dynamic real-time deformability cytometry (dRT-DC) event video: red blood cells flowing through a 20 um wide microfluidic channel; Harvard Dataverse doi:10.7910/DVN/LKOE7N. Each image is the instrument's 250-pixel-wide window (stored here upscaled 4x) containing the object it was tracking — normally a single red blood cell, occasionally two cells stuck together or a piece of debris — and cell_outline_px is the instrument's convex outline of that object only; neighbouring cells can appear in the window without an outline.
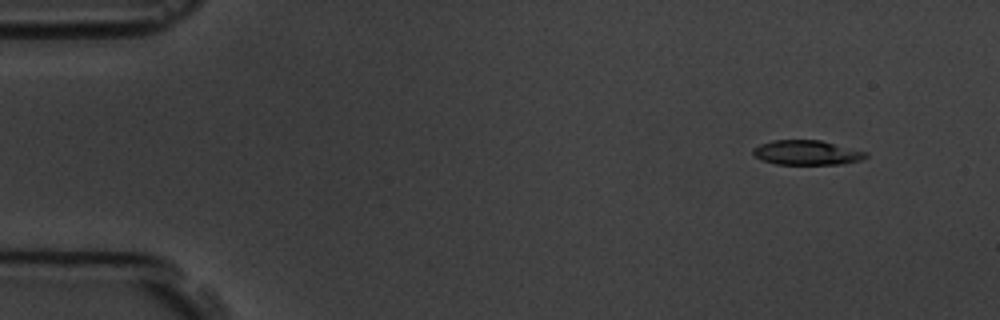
{"species": "common noctule bat (a hibernating species)", "species_latin": "Nyctalus noctula", "temperature_condition": "room temperature", "stored_images_in_passage": 15, "camera_frame_rate_fps": 3000, "um_per_image_px": 0.085, "animal": {"sex": "male", "body_mass_g": 19.5, "forearm_length_mm": 54.6}, "frame": {"image": 1, "passage_image": 2, "time_ms": 1.0, "image_size_px": [1000, 320], "cell_outline_px": [[868, 156], [860, 160], [844, 164], [776, 164], [760, 160], [752, 152], [752, 148], [760, 144], [772, 140], [820, 140], [868, 152]], "centroid_in_image_um": [68.57, 12.97], "position_along_channel_um": 16.4, "area_um2": 16.24}}
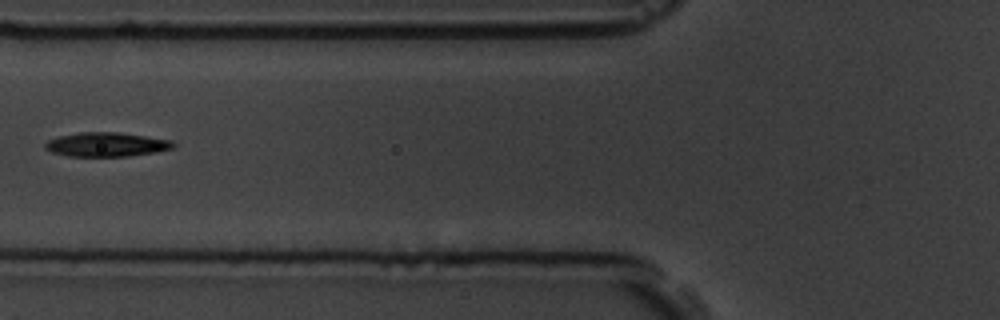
{"frame": {"image": 2, "passage_image": 6, "time_ms": 6.667, "image_size_px": [1000, 320], "cell_outline_px": [[176, 144], [172, 148], [156, 152], [128, 156], [68, 156], [52, 152], [44, 148], [44, 144], [48, 140], [60, 136], [80, 132], [116, 132], [172, 140]], "centroid_in_image_um": [9.04, 12.28], "position_along_channel_um": 116.8, "area_um2": 17.92}}
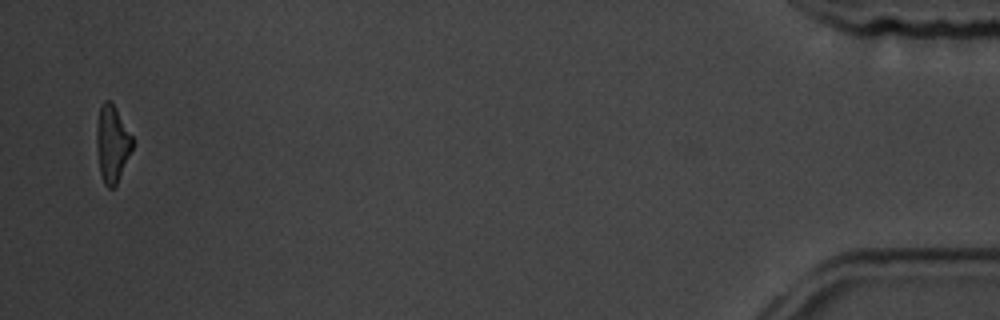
{"frame": {"image": 3, "passage_image": 15, "time_ms": 17.667, "image_size_px": [1000, 320], "cell_outline_px": [[132, 148], [116, 184], [112, 188], [108, 188], [104, 184], [100, 172], [96, 148], [96, 124], [100, 104], [104, 100], [112, 100], [132, 136]], "centroid_in_image_um": [9.5, 12.15], "position_along_channel_um": 425.7, "area_um2": 16.07}, "authors_computed_cell_mechanics": {"area_um2": 17.34, "velocity_mm_per_s": 3.6166, "shape_relaxation_time_tau1_ms": 4.717, "shape_relaxation_time_tau2_ms": 6.1381, "deformation_change_tau1": 0.1404, "deformation_change_tau2": 0.154}}